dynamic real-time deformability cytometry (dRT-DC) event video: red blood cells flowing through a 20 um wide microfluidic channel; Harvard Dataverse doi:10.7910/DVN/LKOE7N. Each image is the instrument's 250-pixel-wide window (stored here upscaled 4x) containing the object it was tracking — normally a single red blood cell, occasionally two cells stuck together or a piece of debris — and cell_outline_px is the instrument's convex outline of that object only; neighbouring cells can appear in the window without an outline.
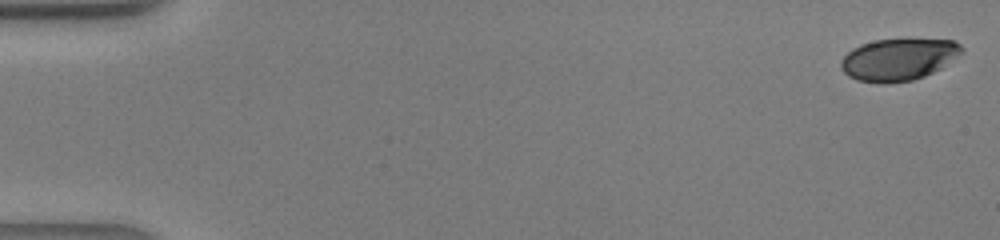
{"species": "human", "species_latin": "Homo sapiens", "temperature_condition": "warm", "stored_images_in_passage": 42, "camera_frame_rate_fps": 3000, "um_per_image_px": 0.085, "donor": {"sex": "male"}, "frame": {"image": 1, "passage_image": 1, "time_ms": 0.0, "image_size_px": [1000, 240], "cell_outline_px": [[964, 52], [940, 68], [924, 76], [912, 80], [884, 84], [880, 84], [856, 80], [848, 76], [840, 68], [840, 60], [852, 48], [860, 44], [876, 40], [952, 40], [960, 44], [964, 48]], "centroid_in_image_um": [76.33, 5.07], "position_along_channel_um": 8.7, "area_um2": 29.48}}
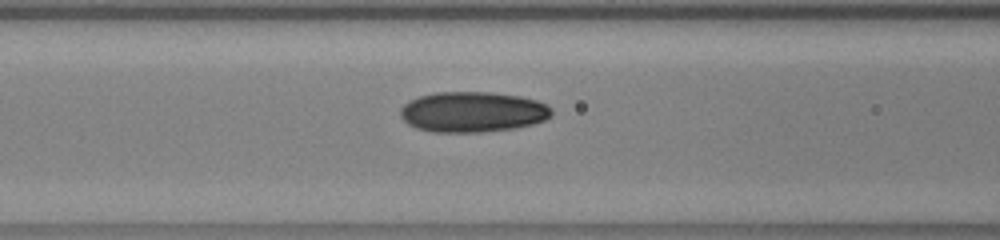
{"frame": {"image": 2, "passage_image": 18, "time_ms": 5.667, "image_size_px": [1000, 240], "cell_outline_px": [[552, 116], [544, 120], [532, 124], [516, 128], [484, 132], [432, 132], [416, 128], [408, 124], [400, 116], [400, 108], [408, 100], [420, 96], [436, 92], [488, 92], [520, 96], [536, 100], [552, 108]], "centroid_in_image_um": [40.16, 9.52], "position_along_channel_um": 126.4, "area_um2": 35.84}}
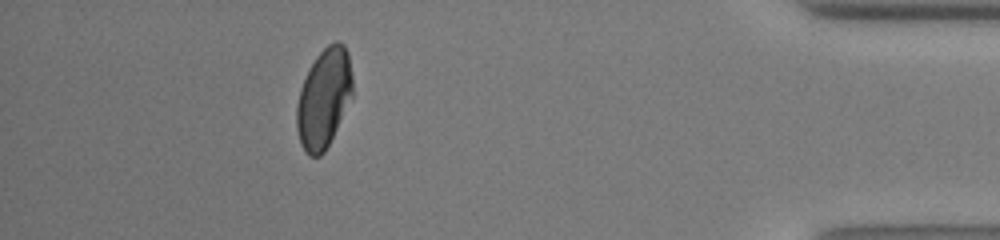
{"frame": {"image": 3, "passage_image": 38, "time_ms": 12.333, "image_size_px": [1000, 240], "cell_outline_px": [[352, 96], [324, 152], [320, 156], [308, 156], [300, 144], [296, 128], [296, 104], [300, 88], [316, 56], [328, 44], [336, 40], [344, 44], [348, 52], [352, 76]], "centroid_in_image_um": [27.51, 8.35], "position_along_channel_um": 407.7, "area_um2": 32.14}}